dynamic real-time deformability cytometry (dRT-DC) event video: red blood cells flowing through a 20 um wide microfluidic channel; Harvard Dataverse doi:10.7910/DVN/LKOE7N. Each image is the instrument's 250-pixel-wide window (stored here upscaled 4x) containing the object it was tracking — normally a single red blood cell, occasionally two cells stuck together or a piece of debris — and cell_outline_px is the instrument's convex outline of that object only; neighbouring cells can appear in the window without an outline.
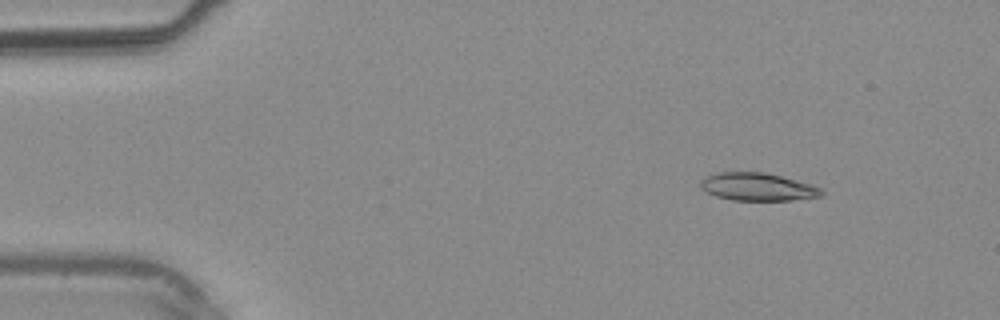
{"species": "common noctule bat (a hibernating species)", "species_latin": "Nyctalus noctula", "temperature_condition": "warm", "stored_images_in_passage": 5, "camera_frame_rate_fps": 3000, "um_per_image_px": 0.085, "animal": {"sex": "male", "body_mass_g": 20.4}, "frame": {"image": 1, "passage_image": 2, "time_ms": 1.0, "image_size_px": [1000, 320], "cell_outline_px": [[824, 192], [820, 196], [792, 200], [732, 200], [716, 196], [700, 188], [700, 180], [704, 176], [716, 172], [764, 172], [812, 184], [820, 188]], "centroid_in_image_um": [64.36, 15.87], "position_along_channel_um": 20.6, "area_um2": 19.59}}
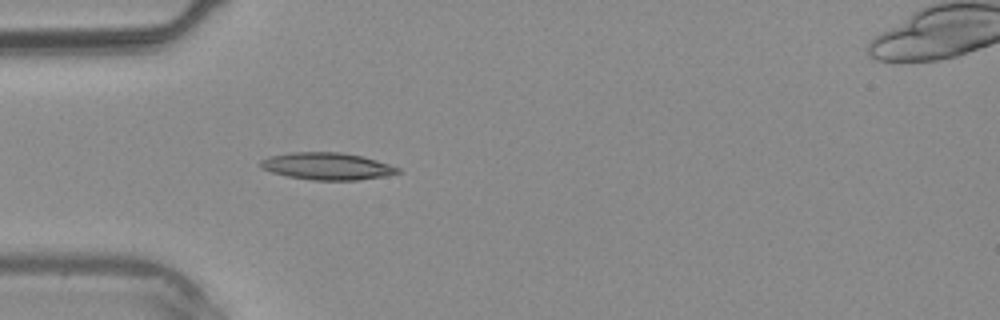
{"frame": {"image": 2, "passage_image": 4, "time_ms": 3.333, "image_size_px": [1000, 320], "cell_outline_px": [[400, 172], [384, 176], [360, 180], [312, 180], [288, 176], [272, 172], [260, 168], [260, 160], [268, 156], [292, 152], [340, 152], [364, 156], [400, 168]], "centroid_in_image_um": [27.78, 14.12], "position_along_channel_um": 57.2, "area_um2": 21.73}}